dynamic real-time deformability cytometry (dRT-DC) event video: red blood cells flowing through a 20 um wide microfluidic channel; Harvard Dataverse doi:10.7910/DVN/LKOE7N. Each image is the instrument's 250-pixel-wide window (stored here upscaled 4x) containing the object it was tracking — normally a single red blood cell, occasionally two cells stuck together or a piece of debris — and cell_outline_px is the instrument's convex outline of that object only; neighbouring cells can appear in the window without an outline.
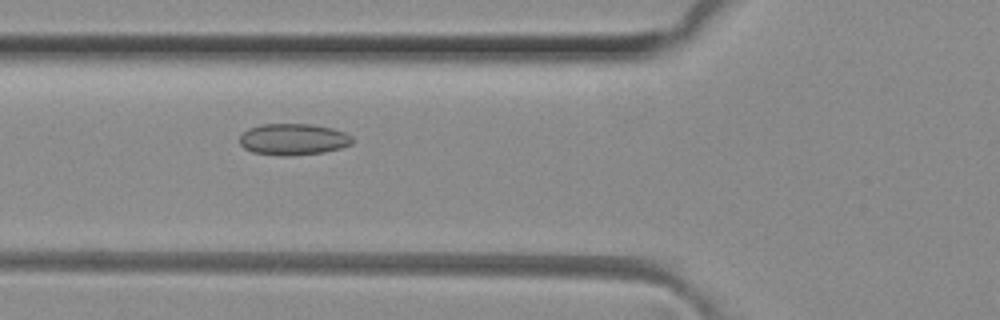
{"species": "common noctule bat (a hibernating species)", "species_latin": "Nyctalus noctula", "temperature_condition": "room temperature", "stored_images_in_passage": 37, "camera_frame_rate_fps": 3000, "um_per_image_px": 0.085, "animal": {"sex": "female", "body_mass_g": 29.2, "forearm_length_mm": 56.3}, "frame": {"image": 1, "passage_image": 5, "time_ms": 1.333, "image_size_px": [1000, 320], "cell_outline_px": [[356, 140], [352, 144], [340, 148], [324, 152], [288, 156], [280, 156], [252, 152], [244, 148], [240, 144], [240, 136], [248, 128], [260, 124], [312, 124], [332, 128], [344, 132], [352, 136]], "centroid_in_image_um": [24.94, 11.84], "position_along_channel_um": 100.9, "area_um2": 20.87}}
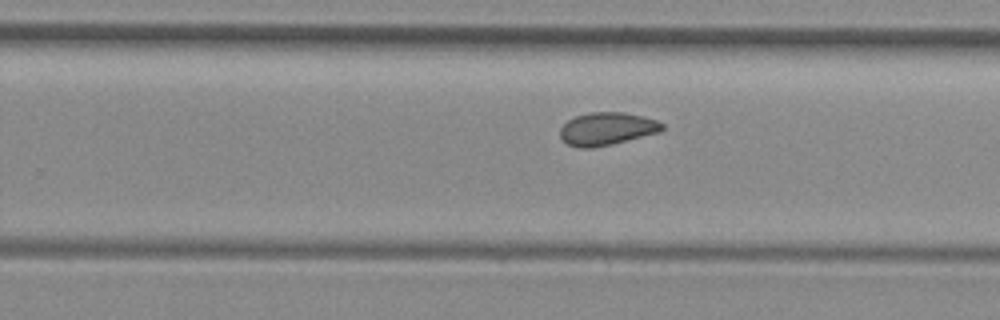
{"frame": {"image": 2, "passage_image": 18, "time_ms": 5.667, "image_size_px": [1000, 320], "cell_outline_px": [[664, 128], [660, 132], [612, 144], [592, 148], [580, 148], [568, 144], [560, 136], [560, 128], [568, 120], [576, 116], [588, 112], [624, 112], [644, 116], [656, 120], [664, 124]], "centroid_in_image_um": [51.6, 10.94], "position_along_channel_um": 278.2, "area_um2": 19.54}}
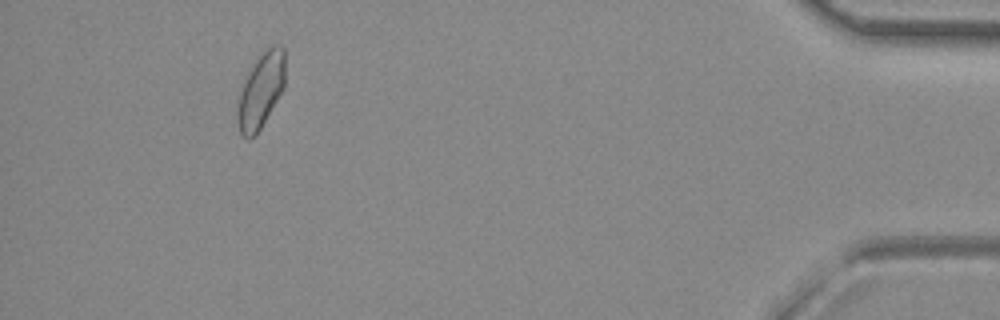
{"frame": {"image": 3, "passage_image": 33, "time_ms": 10.667, "image_size_px": [1000, 320], "cell_outline_px": [[284, 88], [256, 136], [248, 140], [240, 132], [236, 116], [236, 112], [240, 92], [248, 68], [256, 56], [260, 52], [272, 44], [280, 44], [284, 48]], "centroid_in_image_um": [22.15, 7.65], "position_along_channel_um": 413.0, "area_um2": 21.33}, "authors_computed_cell_mechanics": {"area_um2": 19.652, "velocity_mm_per_s": 4.0964, "shape_relaxation_time_tau1_ms": null, "shape_relaxation_time_tau2_ms": 2.9164, "deformation_change_tau1": null, "deformation_change_tau2": 0.0773}}